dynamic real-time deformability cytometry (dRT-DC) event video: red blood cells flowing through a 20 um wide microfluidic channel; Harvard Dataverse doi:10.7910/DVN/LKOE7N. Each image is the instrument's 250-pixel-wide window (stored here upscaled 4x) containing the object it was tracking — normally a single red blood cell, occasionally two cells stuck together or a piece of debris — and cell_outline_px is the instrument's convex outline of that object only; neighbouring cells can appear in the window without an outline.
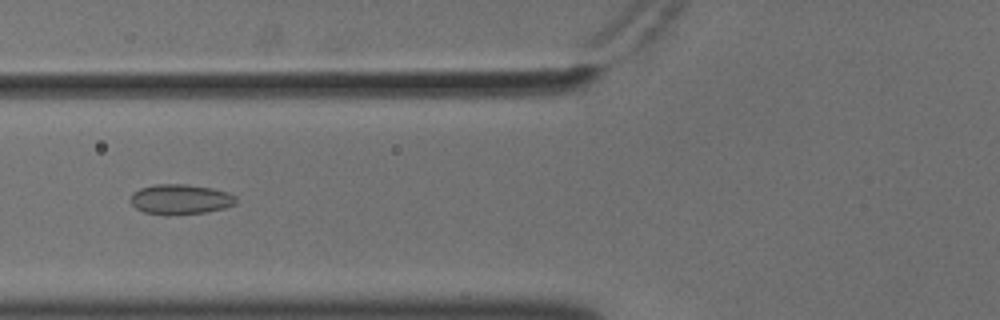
{"species": "common noctule bat (a hibernating species)", "species_latin": "Nyctalus noctula", "temperature_condition": "cold", "stored_images_in_passage": 57, "camera_frame_rate_fps": 3000, "um_per_image_px": 0.085, "animal": {"sex": "male", "body_mass_g": 18.8}, "frame": {"image": 1, "passage_image": 23, "time_ms": 7.333, "image_size_px": [1000, 320], "cell_outline_px": [[236, 204], [224, 208], [204, 212], [168, 216], [144, 212], [136, 208], [132, 204], [132, 196], [140, 188], [156, 184], [188, 184], [212, 188], [228, 192], [236, 196]], "centroid_in_image_um": [15.37, 16.95], "position_along_channel_um": 110.4, "area_um2": 18.5}}
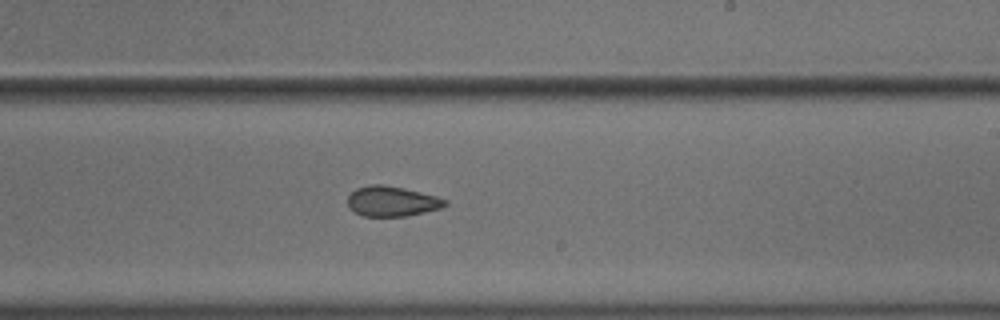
{"frame": {"image": 2, "passage_image": 35, "time_ms": 11.333, "image_size_px": [1000, 320], "cell_outline_px": [[448, 204], [440, 208], [408, 216], [364, 216], [348, 208], [348, 196], [356, 188], [368, 184], [384, 184], [404, 188], [436, 196], [448, 200]], "centroid_in_image_um": [33.3, 17.1], "position_along_channel_um": 255.7, "area_um2": 17.17}}
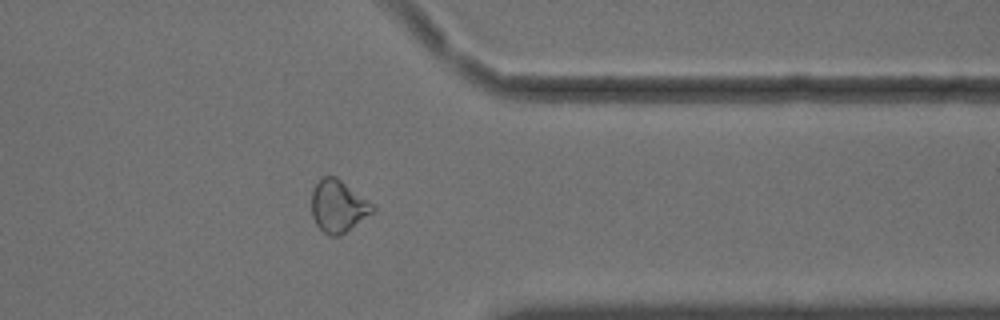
{"frame": {"image": 3, "passage_image": 46, "time_ms": 15.0, "image_size_px": [1000, 320], "cell_outline_px": [[376, 212], [340, 236], [332, 236], [324, 232], [316, 224], [312, 216], [312, 192], [320, 176], [336, 176], [372, 204], [376, 208]], "centroid_in_image_um": [28.76, 17.54], "position_along_channel_um": 382.6, "area_um2": 18.61}, "authors_computed_cell_mechanics": {"area_um2": 18.8428, "velocity_mm_per_s": 3.6252, "shape_relaxation_time_tau1_ms": null, "shape_relaxation_time_tau2_ms": 3.3384, "deformation_change_tau1": null, "deformation_change_tau2": 0.0769}}